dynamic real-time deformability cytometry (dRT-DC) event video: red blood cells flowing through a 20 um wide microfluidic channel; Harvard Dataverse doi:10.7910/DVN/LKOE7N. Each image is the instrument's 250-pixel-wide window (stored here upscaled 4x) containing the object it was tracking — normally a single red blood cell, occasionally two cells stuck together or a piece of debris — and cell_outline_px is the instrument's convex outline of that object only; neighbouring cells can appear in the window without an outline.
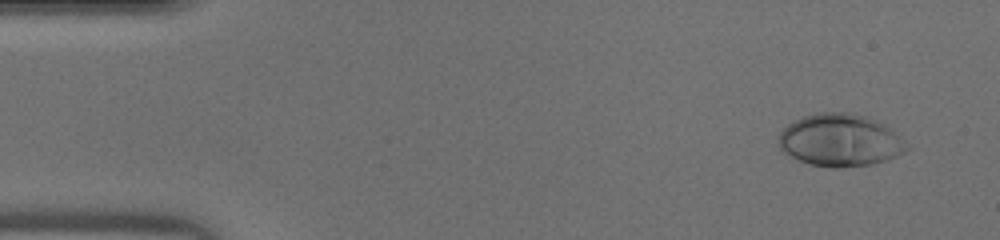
{"species": "human", "species_latin": "Homo sapiens", "temperature_condition": "warm", "stored_images_in_passage": 46, "camera_frame_rate_fps": 3000, "um_per_image_px": 0.085, "donor": {"sex": "male"}, "frame": {"image": 1, "passage_image": 3, "time_ms": 0.667, "image_size_px": [1000, 240], "cell_outline_px": [[908, 148], [904, 152], [896, 156], [872, 164], [840, 168], [832, 168], [808, 164], [788, 156], [780, 148], [780, 132], [788, 124], [804, 116], [820, 112], [852, 112], [868, 116], [884, 124]], "centroid_in_image_um": [71.36, 11.92], "position_along_channel_um": 13.6, "area_um2": 38.78}}
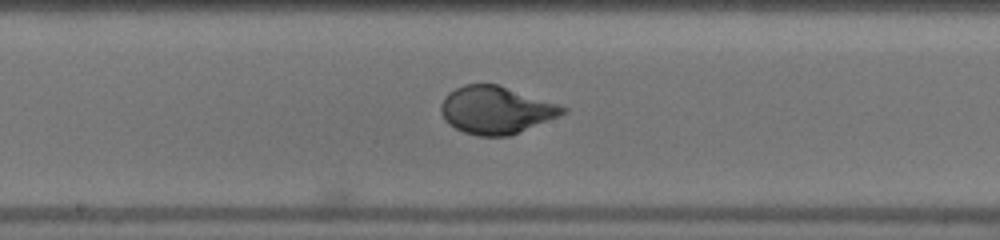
{"frame": {"image": 2, "passage_image": 24, "time_ms": 7.667, "image_size_px": [1000, 240], "cell_outline_px": [[568, 112], [508, 136], [480, 136], [464, 132], [448, 124], [444, 120], [440, 112], [440, 104], [444, 96], [448, 92], [464, 84], [496, 84], [568, 108]], "centroid_in_image_um": [42.08, 9.35], "position_along_channel_um": 206.1, "area_um2": 33.29}}
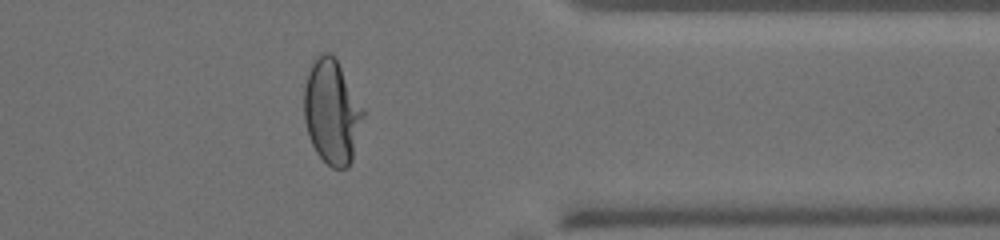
{"frame": {"image": 3, "passage_image": 37, "time_ms": 12.0, "image_size_px": [1000, 240], "cell_outline_px": [[364, 116], [352, 160], [348, 168], [332, 168], [316, 152], [308, 136], [304, 120], [304, 88], [308, 72], [312, 64], [320, 52], [332, 52], [364, 108]], "centroid_in_image_um": [28.21, 9.5], "position_along_channel_um": 383.2, "area_um2": 36.01}}